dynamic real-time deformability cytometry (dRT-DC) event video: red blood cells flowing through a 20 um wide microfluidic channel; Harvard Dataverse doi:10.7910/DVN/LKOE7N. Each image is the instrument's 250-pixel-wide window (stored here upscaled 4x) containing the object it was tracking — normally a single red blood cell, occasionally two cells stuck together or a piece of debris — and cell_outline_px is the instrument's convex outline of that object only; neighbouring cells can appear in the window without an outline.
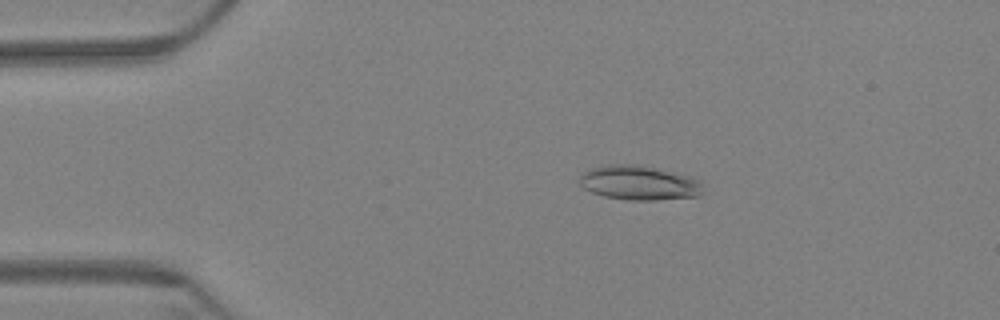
{"species": "Egyptian fruit bat (a non-hibernating species)", "species_latin": "Rousettus aegyptiacus", "temperature_condition": "warm", "stored_images_in_passage": 54, "camera_frame_rate_fps": 3000, "um_per_image_px": 0.085, "animal": {"sex": "female"}, "frame": {"image": 1, "passage_image": 4, "time_ms": 1.0, "image_size_px": [1000, 320], "cell_outline_px": [[704, 192], [696, 196], [656, 200], [628, 200], [604, 196], [592, 192], [584, 188], [580, 184], [580, 172], [588, 168], [608, 164], [636, 164], [700, 176], [704, 184]], "centroid_in_image_um": [54.4, 15.51], "position_along_channel_um": 30.6, "area_um2": 25.61}}
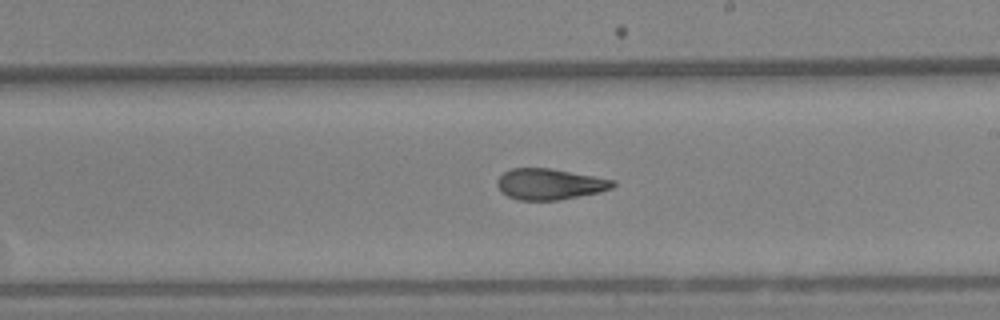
{"frame": {"image": 2, "passage_image": 28, "time_ms": 9.0, "image_size_px": [1000, 320], "cell_outline_px": [[616, 184], [612, 188], [600, 192], [560, 200], [516, 200], [500, 192], [496, 184], [496, 180], [504, 172], [512, 168], [548, 168], [616, 180]], "centroid_in_image_um": [46.7, 15.66], "position_along_channel_um": 242.3, "area_um2": 20.98}}
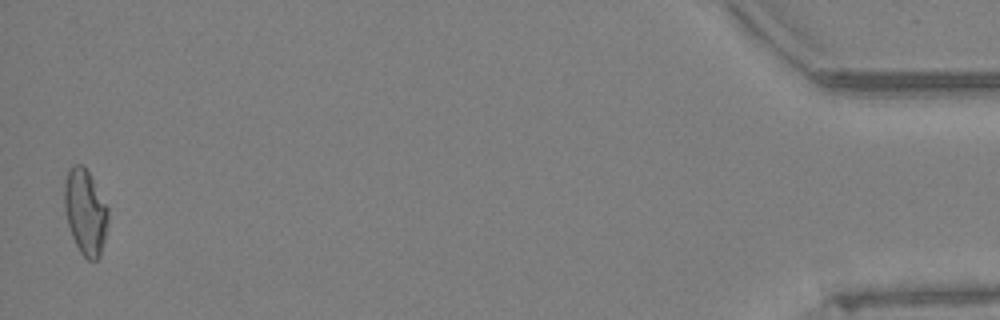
{"frame": {"image": 3, "passage_image": 53, "time_ms": 17.333, "image_size_px": [1000, 320], "cell_outline_px": [[108, 220], [104, 240], [100, 256], [96, 260], [88, 260], [80, 252], [72, 236], [68, 224], [64, 208], [64, 184], [68, 168], [72, 164], [80, 164], [88, 172], [108, 208]], "centroid_in_image_um": [7.23, 18.01], "position_along_channel_um": 428.0, "area_um2": 21.56}, "authors_computed_cell_mechanics": {"area_um2": 21.5016, "velocity_mm_per_s": 3.3277, "shape_relaxation_time_tau1_ms": null, "shape_relaxation_time_tau2_ms": 3.6322, "deformation_change_tau1": null, "deformation_change_tau2": 0.1074}}